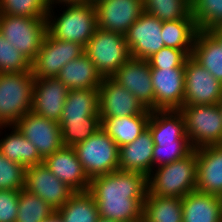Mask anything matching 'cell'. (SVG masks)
<instances>
[{
  "instance_id": "obj_40",
  "label": "cell",
  "mask_w": 222,
  "mask_h": 222,
  "mask_svg": "<svg viewBox=\"0 0 222 222\" xmlns=\"http://www.w3.org/2000/svg\"><path fill=\"white\" fill-rule=\"evenodd\" d=\"M190 56L180 49L163 47L147 59L150 69L185 68V62Z\"/></svg>"
},
{
  "instance_id": "obj_11",
  "label": "cell",
  "mask_w": 222,
  "mask_h": 222,
  "mask_svg": "<svg viewBox=\"0 0 222 222\" xmlns=\"http://www.w3.org/2000/svg\"><path fill=\"white\" fill-rule=\"evenodd\" d=\"M94 6L99 29L124 35L144 12L143 0H100Z\"/></svg>"
},
{
  "instance_id": "obj_12",
  "label": "cell",
  "mask_w": 222,
  "mask_h": 222,
  "mask_svg": "<svg viewBox=\"0 0 222 222\" xmlns=\"http://www.w3.org/2000/svg\"><path fill=\"white\" fill-rule=\"evenodd\" d=\"M24 189L43 199L56 211L76 193L43 163L26 167Z\"/></svg>"
},
{
  "instance_id": "obj_32",
  "label": "cell",
  "mask_w": 222,
  "mask_h": 222,
  "mask_svg": "<svg viewBox=\"0 0 222 222\" xmlns=\"http://www.w3.org/2000/svg\"><path fill=\"white\" fill-rule=\"evenodd\" d=\"M144 12L162 22L180 19H193L191 0H143Z\"/></svg>"
},
{
  "instance_id": "obj_47",
  "label": "cell",
  "mask_w": 222,
  "mask_h": 222,
  "mask_svg": "<svg viewBox=\"0 0 222 222\" xmlns=\"http://www.w3.org/2000/svg\"><path fill=\"white\" fill-rule=\"evenodd\" d=\"M218 106L220 107L221 113H222V99L218 102Z\"/></svg>"
},
{
  "instance_id": "obj_27",
  "label": "cell",
  "mask_w": 222,
  "mask_h": 222,
  "mask_svg": "<svg viewBox=\"0 0 222 222\" xmlns=\"http://www.w3.org/2000/svg\"><path fill=\"white\" fill-rule=\"evenodd\" d=\"M191 57L222 83V45L209 31H197Z\"/></svg>"
},
{
  "instance_id": "obj_36",
  "label": "cell",
  "mask_w": 222,
  "mask_h": 222,
  "mask_svg": "<svg viewBox=\"0 0 222 222\" xmlns=\"http://www.w3.org/2000/svg\"><path fill=\"white\" fill-rule=\"evenodd\" d=\"M49 0H0V14L29 18L47 17Z\"/></svg>"
},
{
  "instance_id": "obj_13",
  "label": "cell",
  "mask_w": 222,
  "mask_h": 222,
  "mask_svg": "<svg viewBox=\"0 0 222 222\" xmlns=\"http://www.w3.org/2000/svg\"><path fill=\"white\" fill-rule=\"evenodd\" d=\"M162 23L155 16L143 12L129 28L125 39L132 58L147 60L165 47L161 35Z\"/></svg>"
},
{
  "instance_id": "obj_34",
  "label": "cell",
  "mask_w": 222,
  "mask_h": 222,
  "mask_svg": "<svg viewBox=\"0 0 222 222\" xmlns=\"http://www.w3.org/2000/svg\"><path fill=\"white\" fill-rule=\"evenodd\" d=\"M55 211L37 195L25 189L20 190L16 222H41Z\"/></svg>"
},
{
  "instance_id": "obj_25",
  "label": "cell",
  "mask_w": 222,
  "mask_h": 222,
  "mask_svg": "<svg viewBox=\"0 0 222 222\" xmlns=\"http://www.w3.org/2000/svg\"><path fill=\"white\" fill-rule=\"evenodd\" d=\"M151 110L126 117L101 118L102 129L115 141L118 147L133 142L146 128Z\"/></svg>"
},
{
  "instance_id": "obj_28",
  "label": "cell",
  "mask_w": 222,
  "mask_h": 222,
  "mask_svg": "<svg viewBox=\"0 0 222 222\" xmlns=\"http://www.w3.org/2000/svg\"><path fill=\"white\" fill-rule=\"evenodd\" d=\"M60 119H101L99 88L69 90Z\"/></svg>"
},
{
  "instance_id": "obj_22",
  "label": "cell",
  "mask_w": 222,
  "mask_h": 222,
  "mask_svg": "<svg viewBox=\"0 0 222 222\" xmlns=\"http://www.w3.org/2000/svg\"><path fill=\"white\" fill-rule=\"evenodd\" d=\"M183 222H222L219 196L192 191L182 198Z\"/></svg>"
},
{
  "instance_id": "obj_29",
  "label": "cell",
  "mask_w": 222,
  "mask_h": 222,
  "mask_svg": "<svg viewBox=\"0 0 222 222\" xmlns=\"http://www.w3.org/2000/svg\"><path fill=\"white\" fill-rule=\"evenodd\" d=\"M142 219L145 222H183L182 198L160 197L147 192Z\"/></svg>"
},
{
  "instance_id": "obj_44",
  "label": "cell",
  "mask_w": 222,
  "mask_h": 222,
  "mask_svg": "<svg viewBox=\"0 0 222 222\" xmlns=\"http://www.w3.org/2000/svg\"><path fill=\"white\" fill-rule=\"evenodd\" d=\"M41 222H64L60 214L55 211L50 217L43 219Z\"/></svg>"
},
{
  "instance_id": "obj_3",
  "label": "cell",
  "mask_w": 222,
  "mask_h": 222,
  "mask_svg": "<svg viewBox=\"0 0 222 222\" xmlns=\"http://www.w3.org/2000/svg\"><path fill=\"white\" fill-rule=\"evenodd\" d=\"M197 154L193 150L183 159L153 169L147 177L148 193L160 197L183 198L196 190Z\"/></svg>"
},
{
  "instance_id": "obj_38",
  "label": "cell",
  "mask_w": 222,
  "mask_h": 222,
  "mask_svg": "<svg viewBox=\"0 0 222 222\" xmlns=\"http://www.w3.org/2000/svg\"><path fill=\"white\" fill-rule=\"evenodd\" d=\"M32 72L31 62L0 33V73Z\"/></svg>"
},
{
  "instance_id": "obj_35",
  "label": "cell",
  "mask_w": 222,
  "mask_h": 222,
  "mask_svg": "<svg viewBox=\"0 0 222 222\" xmlns=\"http://www.w3.org/2000/svg\"><path fill=\"white\" fill-rule=\"evenodd\" d=\"M191 14L198 30L209 31L222 24V0H191Z\"/></svg>"
},
{
  "instance_id": "obj_33",
  "label": "cell",
  "mask_w": 222,
  "mask_h": 222,
  "mask_svg": "<svg viewBox=\"0 0 222 222\" xmlns=\"http://www.w3.org/2000/svg\"><path fill=\"white\" fill-rule=\"evenodd\" d=\"M63 146L73 147L85 141L102 127L101 119H60Z\"/></svg>"
},
{
  "instance_id": "obj_1",
  "label": "cell",
  "mask_w": 222,
  "mask_h": 222,
  "mask_svg": "<svg viewBox=\"0 0 222 222\" xmlns=\"http://www.w3.org/2000/svg\"><path fill=\"white\" fill-rule=\"evenodd\" d=\"M88 192L95 199L99 217L136 222L142 219L147 177L139 172L116 170L90 179Z\"/></svg>"
},
{
  "instance_id": "obj_49",
  "label": "cell",
  "mask_w": 222,
  "mask_h": 222,
  "mask_svg": "<svg viewBox=\"0 0 222 222\" xmlns=\"http://www.w3.org/2000/svg\"><path fill=\"white\" fill-rule=\"evenodd\" d=\"M136 222H145L143 219L139 220V221H136Z\"/></svg>"
},
{
  "instance_id": "obj_20",
  "label": "cell",
  "mask_w": 222,
  "mask_h": 222,
  "mask_svg": "<svg viewBox=\"0 0 222 222\" xmlns=\"http://www.w3.org/2000/svg\"><path fill=\"white\" fill-rule=\"evenodd\" d=\"M194 150L197 154L196 190L218 196L222 192V144Z\"/></svg>"
},
{
  "instance_id": "obj_46",
  "label": "cell",
  "mask_w": 222,
  "mask_h": 222,
  "mask_svg": "<svg viewBox=\"0 0 222 222\" xmlns=\"http://www.w3.org/2000/svg\"><path fill=\"white\" fill-rule=\"evenodd\" d=\"M218 196H219V201H220V206H221V211H222V192Z\"/></svg>"
},
{
  "instance_id": "obj_43",
  "label": "cell",
  "mask_w": 222,
  "mask_h": 222,
  "mask_svg": "<svg viewBox=\"0 0 222 222\" xmlns=\"http://www.w3.org/2000/svg\"><path fill=\"white\" fill-rule=\"evenodd\" d=\"M209 32L220 42L222 45V24L213 27Z\"/></svg>"
},
{
  "instance_id": "obj_14",
  "label": "cell",
  "mask_w": 222,
  "mask_h": 222,
  "mask_svg": "<svg viewBox=\"0 0 222 222\" xmlns=\"http://www.w3.org/2000/svg\"><path fill=\"white\" fill-rule=\"evenodd\" d=\"M148 110H155L151 70L147 60L130 57L111 77Z\"/></svg>"
},
{
  "instance_id": "obj_48",
  "label": "cell",
  "mask_w": 222,
  "mask_h": 222,
  "mask_svg": "<svg viewBox=\"0 0 222 222\" xmlns=\"http://www.w3.org/2000/svg\"><path fill=\"white\" fill-rule=\"evenodd\" d=\"M98 1H100V0H90V2H92L93 4H95Z\"/></svg>"
},
{
  "instance_id": "obj_21",
  "label": "cell",
  "mask_w": 222,
  "mask_h": 222,
  "mask_svg": "<svg viewBox=\"0 0 222 222\" xmlns=\"http://www.w3.org/2000/svg\"><path fill=\"white\" fill-rule=\"evenodd\" d=\"M154 141L147 127L133 142L119 147V170L148 177L153 170Z\"/></svg>"
},
{
  "instance_id": "obj_45",
  "label": "cell",
  "mask_w": 222,
  "mask_h": 222,
  "mask_svg": "<svg viewBox=\"0 0 222 222\" xmlns=\"http://www.w3.org/2000/svg\"><path fill=\"white\" fill-rule=\"evenodd\" d=\"M96 222H115V221H112L109 219H103V218L99 217Z\"/></svg>"
},
{
  "instance_id": "obj_23",
  "label": "cell",
  "mask_w": 222,
  "mask_h": 222,
  "mask_svg": "<svg viewBox=\"0 0 222 222\" xmlns=\"http://www.w3.org/2000/svg\"><path fill=\"white\" fill-rule=\"evenodd\" d=\"M147 127L152 133L154 143H175L178 139H189L179 110L151 111Z\"/></svg>"
},
{
  "instance_id": "obj_19",
  "label": "cell",
  "mask_w": 222,
  "mask_h": 222,
  "mask_svg": "<svg viewBox=\"0 0 222 222\" xmlns=\"http://www.w3.org/2000/svg\"><path fill=\"white\" fill-rule=\"evenodd\" d=\"M43 164L75 192L88 191L90 179L84 172L73 147L62 146L52 155L45 157Z\"/></svg>"
},
{
  "instance_id": "obj_10",
  "label": "cell",
  "mask_w": 222,
  "mask_h": 222,
  "mask_svg": "<svg viewBox=\"0 0 222 222\" xmlns=\"http://www.w3.org/2000/svg\"><path fill=\"white\" fill-rule=\"evenodd\" d=\"M222 99V83L191 56L185 62L183 105L218 104Z\"/></svg>"
},
{
  "instance_id": "obj_37",
  "label": "cell",
  "mask_w": 222,
  "mask_h": 222,
  "mask_svg": "<svg viewBox=\"0 0 222 222\" xmlns=\"http://www.w3.org/2000/svg\"><path fill=\"white\" fill-rule=\"evenodd\" d=\"M153 169L183 159L194 148L189 139H178L175 143H154Z\"/></svg>"
},
{
  "instance_id": "obj_4",
  "label": "cell",
  "mask_w": 222,
  "mask_h": 222,
  "mask_svg": "<svg viewBox=\"0 0 222 222\" xmlns=\"http://www.w3.org/2000/svg\"><path fill=\"white\" fill-rule=\"evenodd\" d=\"M32 72L0 73V126L15 125L32 109Z\"/></svg>"
},
{
  "instance_id": "obj_16",
  "label": "cell",
  "mask_w": 222,
  "mask_h": 222,
  "mask_svg": "<svg viewBox=\"0 0 222 222\" xmlns=\"http://www.w3.org/2000/svg\"><path fill=\"white\" fill-rule=\"evenodd\" d=\"M150 70L155 110H179L184 104L185 68Z\"/></svg>"
},
{
  "instance_id": "obj_18",
  "label": "cell",
  "mask_w": 222,
  "mask_h": 222,
  "mask_svg": "<svg viewBox=\"0 0 222 222\" xmlns=\"http://www.w3.org/2000/svg\"><path fill=\"white\" fill-rule=\"evenodd\" d=\"M68 92L56 77L35 78L31 111L59 123Z\"/></svg>"
},
{
  "instance_id": "obj_17",
  "label": "cell",
  "mask_w": 222,
  "mask_h": 222,
  "mask_svg": "<svg viewBox=\"0 0 222 222\" xmlns=\"http://www.w3.org/2000/svg\"><path fill=\"white\" fill-rule=\"evenodd\" d=\"M145 109L127 89L112 78H103L99 87V115L101 118L139 115Z\"/></svg>"
},
{
  "instance_id": "obj_41",
  "label": "cell",
  "mask_w": 222,
  "mask_h": 222,
  "mask_svg": "<svg viewBox=\"0 0 222 222\" xmlns=\"http://www.w3.org/2000/svg\"><path fill=\"white\" fill-rule=\"evenodd\" d=\"M19 192L18 190H0V222H16Z\"/></svg>"
},
{
  "instance_id": "obj_9",
  "label": "cell",
  "mask_w": 222,
  "mask_h": 222,
  "mask_svg": "<svg viewBox=\"0 0 222 222\" xmlns=\"http://www.w3.org/2000/svg\"><path fill=\"white\" fill-rule=\"evenodd\" d=\"M85 53L82 45L55 39L48 32L35 60L31 63L34 78H54L73 59Z\"/></svg>"
},
{
  "instance_id": "obj_8",
  "label": "cell",
  "mask_w": 222,
  "mask_h": 222,
  "mask_svg": "<svg viewBox=\"0 0 222 222\" xmlns=\"http://www.w3.org/2000/svg\"><path fill=\"white\" fill-rule=\"evenodd\" d=\"M84 49L102 78H111L131 57L124 34L99 28Z\"/></svg>"
},
{
  "instance_id": "obj_6",
  "label": "cell",
  "mask_w": 222,
  "mask_h": 222,
  "mask_svg": "<svg viewBox=\"0 0 222 222\" xmlns=\"http://www.w3.org/2000/svg\"><path fill=\"white\" fill-rule=\"evenodd\" d=\"M179 111L194 149L222 144V113L218 104L183 105Z\"/></svg>"
},
{
  "instance_id": "obj_39",
  "label": "cell",
  "mask_w": 222,
  "mask_h": 222,
  "mask_svg": "<svg viewBox=\"0 0 222 222\" xmlns=\"http://www.w3.org/2000/svg\"><path fill=\"white\" fill-rule=\"evenodd\" d=\"M26 167L12 162L0 152V190H22Z\"/></svg>"
},
{
  "instance_id": "obj_31",
  "label": "cell",
  "mask_w": 222,
  "mask_h": 222,
  "mask_svg": "<svg viewBox=\"0 0 222 222\" xmlns=\"http://www.w3.org/2000/svg\"><path fill=\"white\" fill-rule=\"evenodd\" d=\"M64 222H96L99 218L95 199L88 192H76L57 210Z\"/></svg>"
},
{
  "instance_id": "obj_2",
  "label": "cell",
  "mask_w": 222,
  "mask_h": 222,
  "mask_svg": "<svg viewBox=\"0 0 222 222\" xmlns=\"http://www.w3.org/2000/svg\"><path fill=\"white\" fill-rule=\"evenodd\" d=\"M62 7L64 10L60 16H54V7H50L46 17L47 32L55 39L74 42L85 48L98 28L94 4L88 2Z\"/></svg>"
},
{
  "instance_id": "obj_24",
  "label": "cell",
  "mask_w": 222,
  "mask_h": 222,
  "mask_svg": "<svg viewBox=\"0 0 222 222\" xmlns=\"http://www.w3.org/2000/svg\"><path fill=\"white\" fill-rule=\"evenodd\" d=\"M56 78L65 84L69 90L99 88L103 80L85 53L68 62L59 71Z\"/></svg>"
},
{
  "instance_id": "obj_7",
  "label": "cell",
  "mask_w": 222,
  "mask_h": 222,
  "mask_svg": "<svg viewBox=\"0 0 222 222\" xmlns=\"http://www.w3.org/2000/svg\"><path fill=\"white\" fill-rule=\"evenodd\" d=\"M0 33L32 63L47 33V19L0 14Z\"/></svg>"
},
{
  "instance_id": "obj_15",
  "label": "cell",
  "mask_w": 222,
  "mask_h": 222,
  "mask_svg": "<svg viewBox=\"0 0 222 222\" xmlns=\"http://www.w3.org/2000/svg\"><path fill=\"white\" fill-rule=\"evenodd\" d=\"M15 126L26 139L36 146L43 159L63 146L59 123L32 111L21 117Z\"/></svg>"
},
{
  "instance_id": "obj_5",
  "label": "cell",
  "mask_w": 222,
  "mask_h": 222,
  "mask_svg": "<svg viewBox=\"0 0 222 222\" xmlns=\"http://www.w3.org/2000/svg\"><path fill=\"white\" fill-rule=\"evenodd\" d=\"M73 148L89 179L119 170V147L102 128Z\"/></svg>"
},
{
  "instance_id": "obj_30",
  "label": "cell",
  "mask_w": 222,
  "mask_h": 222,
  "mask_svg": "<svg viewBox=\"0 0 222 222\" xmlns=\"http://www.w3.org/2000/svg\"><path fill=\"white\" fill-rule=\"evenodd\" d=\"M197 31L194 19L170 20L162 23L161 35L165 47L184 50L191 56Z\"/></svg>"
},
{
  "instance_id": "obj_26",
  "label": "cell",
  "mask_w": 222,
  "mask_h": 222,
  "mask_svg": "<svg viewBox=\"0 0 222 222\" xmlns=\"http://www.w3.org/2000/svg\"><path fill=\"white\" fill-rule=\"evenodd\" d=\"M8 127L12 131L0 139V152L12 162L25 167L43 163V158L39 155L36 146L26 139L15 125L0 126V134L3 128Z\"/></svg>"
},
{
  "instance_id": "obj_42",
  "label": "cell",
  "mask_w": 222,
  "mask_h": 222,
  "mask_svg": "<svg viewBox=\"0 0 222 222\" xmlns=\"http://www.w3.org/2000/svg\"><path fill=\"white\" fill-rule=\"evenodd\" d=\"M50 7H56V5H75V4H85L90 2V0H49Z\"/></svg>"
}]
</instances>
